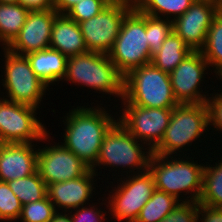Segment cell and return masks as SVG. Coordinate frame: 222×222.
<instances>
[{
  "label": "cell",
  "instance_id": "obj_1",
  "mask_svg": "<svg viewBox=\"0 0 222 222\" xmlns=\"http://www.w3.org/2000/svg\"><path fill=\"white\" fill-rule=\"evenodd\" d=\"M111 115L99 107L72 109L65 119L62 145L91 168L97 162L106 133L118 121Z\"/></svg>",
  "mask_w": 222,
  "mask_h": 222
},
{
  "label": "cell",
  "instance_id": "obj_2",
  "mask_svg": "<svg viewBox=\"0 0 222 222\" xmlns=\"http://www.w3.org/2000/svg\"><path fill=\"white\" fill-rule=\"evenodd\" d=\"M122 101L123 104L148 108H174L178 105L169 73L152 63L132 69L124 76Z\"/></svg>",
  "mask_w": 222,
  "mask_h": 222
},
{
  "label": "cell",
  "instance_id": "obj_3",
  "mask_svg": "<svg viewBox=\"0 0 222 222\" xmlns=\"http://www.w3.org/2000/svg\"><path fill=\"white\" fill-rule=\"evenodd\" d=\"M64 81L117 95L123 99L124 76L117 70L108 54L87 51L67 59Z\"/></svg>",
  "mask_w": 222,
  "mask_h": 222
},
{
  "label": "cell",
  "instance_id": "obj_4",
  "mask_svg": "<svg viewBox=\"0 0 222 222\" xmlns=\"http://www.w3.org/2000/svg\"><path fill=\"white\" fill-rule=\"evenodd\" d=\"M169 158H171L169 160ZM171 156L151 155L148 169L155 181V188L179 199L180 193L191 194L190 202H198L205 165ZM193 193V194H192Z\"/></svg>",
  "mask_w": 222,
  "mask_h": 222
},
{
  "label": "cell",
  "instance_id": "obj_5",
  "mask_svg": "<svg viewBox=\"0 0 222 222\" xmlns=\"http://www.w3.org/2000/svg\"><path fill=\"white\" fill-rule=\"evenodd\" d=\"M146 35V14L135 7L123 19L120 32L108 56L125 76L129 71L151 63Z\"/></svg>",
  "mask_w": 222,
  "mask_h": 222
},
{
  "label": "cell",
  "instance_id": "obj_6",
  "mask_svg": "<svg viewBox=\"0 0 222 222\" xmlns=\"http://www.w3.org/2000/svg\"><path fill=\"white\" fill-rule=\"evenodd\" d=\"M208 108L206 103L178 104L172 110L169 126L160 143L152 150L159 156H170L208 130ZM184 147V148H183Z\"/></svg>",
  "mask_w": 222,
  "mask_h": 222
},
{
  "label": "cell",
  "instance_id": "obj_7",
  "mask_svg": "<svg viewBox=\"0 0 222 222\" xmlns=\"http://www.w3.org/2000/svg\"><path fill=\"white\" fill-rule=\"evenodd\" d=\"M131 133H129L119 121H117L106 133L102 145L100 147L97 162L91 167L93 171L101 165L107 167H122L134 170L138 169V173L148 170L149 160L152 150L147 147L144 152V146ZM140 145V146H139ZM148 153V154H147ZM96 165V166H95ZM109 165V166H108ZM141 171H140V170ZM143 169V171H142Z\"/></svg>",
  "mask_w": 222,
  "mask_h": 222
},
{
  "label": "cell",
  "instance_id": "obj_8",
  "mask_svg": "<svg viewBox=\"0 0 222 222\" xmlns=\"http://www.w3.org/2000/svg\"><path fill=\"white\" fill-rule=\"evenodd\" d=\"M3 49L6 60L2 85L7 90V100L38 108L48 86L36 76L26 56Z\"/></svg>",
  "mask_w": 222,
  "mask_h": 222
},
{
  "label": "cell",
  "instance_id": "obj_9",
  "mask_svg": "<svg viewBox=\"0 0 222 222\" xmlns=\"http://www.w3.org/2000/svg\"><path fill=\"white\" fill-rule=\"evenodd\" d=\"M36 108L0 97V143H32L48 138ZM35 140V141H33Z\"/></svg>",
  "mask_w": 222,
  "mask_h": 222
},
{
  "label": "cell",
  "instance_id": "obj_10",
  "mask_svg": "<svg viewBox=\"0 0 222 222\" xmlns=\"http://www.w3.org/2000/svg\"><path fill=\"white\" fill-rule=\"evenodd\" d=\"M134 4L111 2L96 16L79 24L88 51L108 54L120 32L125 16Z\"/></svg>",
  "mask_w": 222,
  "mask_h": 222
},
{
  "label": "cell",
  "instance_id": "obj_11",
  "mask_svg": "<svg viewBox=\"0 0 222 222\" xmlns=\"http://www.w3.org/2000/svg\"><path fill=\"white\" fill-rule=\"evenodd\" d=\"M127 176V180L118 184L110 196L108 205L113 218L117 221L135 222L141 209L148 202L155 188V181L152 173L148 170L142 173Z\"/></svg>",
  "mask_w": 222,
  "mask_h": 222
},
{
  "label": "cell",
  "instance_id": "obj_12",
  "mask_svg": "<svg viewBox=\"0 0 222 222\" xmlns=\"http://www.w3.org/2000/svg\"><path fill=\"white\" fill-rule=\"evenodd\" d=\"M121 125L138 141L147 144L153 150L162 140L169 126L173 108H148L124 104ZM145 141V142H144ZM148 142V143H147Z\"/></svg>",
  "mask_w": 222,
  "mask_h": 222
},
{
  "label": "cell",
  "instance_id": "obj_13",
  "mask_svg": "<svg viewBox=\"0 0 222 222\" xmlns=\"http://www.w3.org/2000/svg\"><path fill=\"white\" fill-rule=\"evenodd\" d=\"M90 167L59 143L38 148L37 171L46 185L76 179Z\"/></svg>",
  "mask_w": 222,
  "mask_h": 222
},
{
  "label": "cell",
  "instance_id": "obj_14",
  "mask_svg": "<svg viewBox=\"0 0 222 222\" xmlns=\"http://www.w3.org/2000/svg\"><path fill=\"white\" fill-rule=\"evenodd\" d=\"M208 67L201 51H192L169 74L173 95L178 104L206 103L208 97L201 94L200 82L203 81V74Z\"/></svg>",
  "mask_w": 222,
  "mask_h": 222
},
{
  "label": "cell",
  "instance_id": "obj_15",
  "mask_svg": "<svg viewBox=\"0 0 222 222\" xmlns=\"http://www.w3.org/2000/svg\"><path fill=\"white\" fill-rule=\"evenodd\" d=\"M218 12L216 0H195L181 16L173 20V31L192 51H200Z\"/></svg>",
  "mask_w": 222,
  "mask_h": 222
},
{
  "label": "cell",
  "instance_id": "obj_16",
  "mask_svg": "<svg viewBox=\"0 0 222 222\" xmlns=\"http://www.w3.org/2000/svg\"><path fill=\"white\" fill-rule=\"evenodd\" d=\"M55 9L30 11L18 36L6 48L11 53L25 56L50 47Z\"/></svg>",
  "mask_w": 222,
  "mask_h": 222
},
{
  "label": "cell",
  "instance_id": "obj_17",
  "mask_svg": "<svg viewBox=\"0 0 222 222\" xmlns=\"http://www.w3.org/2000/svg\"><path fill=\"white\" fill-rule=\"evenodd\" d=\"M33 147L32 143H0V181L24 178L37 171L38 150Z\"/></svg>",
  "mask_w": 222,
  "mask_h": 222
},
{
  "label": "cell",
  "instance_id": "obj_18",
  "mask_svg": "<svg viewBox=\"0 0 222 222\" xmlns=\"http://www.w3.org/2000/svg\"><path fill=\"white\" fill-rule=\"evenodd\" d=\"M91 168L82 176L63 182H56L47 185V196L50 201L67 212V209H76L84 206L90 200L94 186V176L97 174Z\"/></svg>",
  "mask_w": 222,
  "mask_h": 222
},
{
  "label": "cell",
  "instance_id": "obj_19",
  "mask_svg": "<svg viewBox=\"0 0 222 222\" xmlns=\"http://www.w3.org/2000/svg\"><path fill=\"white\" fill-rule=\"evenodd\" d=\"M50 48L67 57L88 51L79 24L66 14H57L55 17Z\"/></svg>",
  "mask_w": 222,
  "mask_h": 222
},
{
  "label": "cell",
  "instance_id": "obj_20",
  "mask_svg": "<svg viewBox=\"0 0 222 222\" xmlns=\"http://www.w3.org/2000/svg\"><path fill=\"white\" fill-rule=\"evenodd\" d=\"M36 76L49 88V84L61 81L66 75L68 57L59 51L46 48L25 55Z\"/></svg>",
  "mask_w": 222,
  "mask_h": 222
},
{
  "label": "cell",
  "instance_id": "obj_21",
  "mask_svg": "<svg viewBox=\"0 0 222 222\" xmlns=\"http://www.w3.org/2000/svg\"><path fill=\"white\" fill-rule=\"evenodd\" d=\"M192 52L190 47L172 31L160 50L152 57L151 63L166 73H171Z\"/></svg>",
  "mask_w": 222,
  "mask_h": 222
},
{
  "label": "cell",
  "instance_id": "obj_22",
  "mask_svg": "<svg viewBox=\"0 0 222 222\" xmlns=\"http://www.w3.org/2000/svg\"><path fill=\"white\" fill-rule=\"evenodd\" d=\"M29 10L19 3H0V42L7 48L18 36Z\"/></svg>",
  "mask_w": 222,
  "mask_h": 222
},
{
  "label": "cell",
  "instance_id": "obj_23",
  "mask_svg": "<svg viewBox=\"0 0 222 222\" xmlns=\"http://www.w3.org/2000/svg\"><path fill=\"white\" fill-rule=\"evenodd\" d=\"M183 200L155 189L135 222H160Z\"/></svg>",
  "mask_w": 222,
  "mask_h": 222
},
{
  "label": "cell",
  "instance_id": "obj_24",
  "mask_svg": "<svg viewBox=\"0 0 222 222\" xmlns=\"http://www.w3.org/2000/svg\"><path fill=\"white\" fill-rule=\"evenodd\" d=\"M198 203L211 207H222V161L215 167H204L202 191Z\"/></svg>",
  "mask_w": 222,
  "mask_h": 222
},
{
  "label": "cell",
  "instance_id": "obj_25",
  "mask_svg": "<svg viewBox=\"0 0 222 222\" xmlns=\"http://www.w3.org/2000/svg\"><path fill=\"white\" fill-rule=\"evenodd\" d=\"M7 183L22 205L40 201L47 196V185L38 171L27 177L18 178Z\"/></svg>",
  "mask_w": 222,
  "mask_h": 222
},
{
  "label": "cell",
  "instance_id": "obj_26",
  "mask_svg": "<svg viewBox=\"0 0 222 222\" xmlns=\"http://www.w3.org/2000/svg\"><path fill=\"white\" fill-rule=\"evenodd\" d=\"M195 0H135L134 7L141 13L159 17L164 14L167 18L174 16L172 20L181 16ZM173 14V15H172ZM170 15V16H169Z\"/></svg>",
  "mask_w": 222,
  "mask_h": 222
},
{
  "label": "cell",
  "instance_id": "obj_27",
  "mask_svg": "<svg viewBox=\"0 0 222 222\" xmlns=\"http://www.w3.org/2000/svg\"><path fill=\"white\" fill-rule=\"evenodd\" d=\"M215 74L222 71V13L218 12L207 32L206 42L200 50ZM213 65V66H212Z\"/></svg>",
  "mask_w": 222,
  "mask_h": 222
},
{
  "label": "cell",
  "instance_id": "obj_28",
  "mask_svg": "<svg viewBox=\"0 0 222 222\" xmlns=\"http://www.w3.org/2000/svg\"><path fill=\"white\" fill-rule=\"evenodd\" d=\"M172 31V19H162V17L159 18L146 14V35L151 58L160 50L163 42Z\"/></svg>",
  "mask_w": 222,
  "mask_h": 222
},
{
  "label": "cell",
  "instance_id": "obj_29",
  "mask_svg": "<svg viewBox=\"0 0 222 222\" xmlns=\"http://www.w3.org/2000/svg\"><path fill=\"white\" fill-rule=\"evenodd\" d=\"M48 196L40 201L22 205L21 222H50L59 211Z\"/></svg>",
  "mask_w": 222,
  "mask_h": 222
},
{
  "label": "cell",
  "instance_id": "obj_30",
  "mask_svg": "<svg viewBox=\"0 0 222 222\" xmlns=\"http://www.w3.org/2000/svg\"><path fill=\"white\" fill-rule=\"evenodd\" d=\"M22 204L7 182L0 181V220L19 219Z\"/></svg>",
  "mask_w": 222,
  "mask_h": 222
},
{
  "label": "cell",
  "instance_id": "obj_31",
  "mask_svg": "<svg viewBox=\"0 0 222 222\" xmlns=\"http://www.w3.org/2000/svg\"><path fill=\"white\" fill-rule=\"evenodd\" d=\"M110 3V0H82L72 6L65 14L80 23L96 16Z\"/></svg>",
  "mask_w": 222,
  "mask_h": 222
},
{
  "label": "cell",
  "instance_id": "obj_32",
  "mask_svg": "<svg viewBox=\"0 0 222 222\" xmlns=\"http://www.w3.org/2000/svg\"><path fill=\"white\" fill-rule=\"evenodd\" d=\"M160 222H198V202L185 199Z\"/></svg>",
  "mask_w": 222,
  "mask_h": 222
},
{
  "label": "cell",
  "instance_id": "obj_33",
  "mask_svg": "<svg viewBox=\"0 0 222 222\" xmlns=\"http://www.w3.org/2000/svg\"><path fill=\"white\" fill-rule=\"evenodd\" d=\"M206 105L208 108L209 126L212 123L211 125H214V129L222 131V92L221 94L215 93V97H208Z\"/></svg>",
  "mask_w": 222,
  "mask_h": 222
},
{
  "label": "cell",
  "instance_id": "obj_34",
  "mask_svg": "<svg viewBox=\"0 0 222 222\" xmlns=\"http://www.w3.org/2000/svg\"><path fill=\"white\" fill-rule=\"evenodd\" d=\"M75 211L74 214L70 215L72 222H102L106 219V215L102 213L103 211L97 209L94 205L90 208L81 206V208H76Z\"/></svg>",
  "mask_w": 222,
  "mask_h": 222
},
{
  "label": "cell",
  "instance_id": "obj_35",
  "mask_svg": "<svg viewBox=\"0 0 222 222\" xmlns=\"http://www.w3.org/2000/svg\"><path fill=\"white\" fill-rule=\"evenodd\" d=\"M198 220L199 222L201 220V222H222V207H211L198 203Z\"/></svg>",
  "mask_w": 222,
  "mask_h": 222
},
{
  "label": "cell",
  "instance_id": "obj_36",
  "mask_svg": "<svg viewBox=\"0 0 222 222\" xmlns=\"http://www.w3.org/2000/svg\"><path fill=\"white\" fill-rule=\"evenodd\" d=\"M18 3L29 11L54 9V0H18Z\"/></svg>",
  "mask_w": 222,
  "mask_h": 222
},
{
  "label": "cell",
  "instance_id": "obj_37",
  "mask_svg": "<svg viewBox=\"0 0 222 222\" xmlns=\"http://www.w3.org/2000/svg\"><path fill=\"white\" fill-rule=\"evenodd\" d=\"M82 0H54V9L58 14H65L72 6Z\"/></svg>",
  "mask_w": 222,
  "mask_h": 222
},
{
  "label": "cell",
  "instance_id": "obj_38",
  "mask_svg": "<svg viewBox=\"0 0 222 222\" xmlns=\"http://www.w3.org/2000/svg\"><path fill=\"white\" fill-rule=\"evenodd\" d=\"M50 222H72L70 214H61V212H57L54 218Z\"/></svg>",
  "mask_w": 222,
  "mask_h": 222
},
{
  "label": "cell",
  "instance_id": "obj_39",
  "mask_svg": "<svg viewBox=\"0 0 222 222\" xmlns=\"http://www.w3.org/2000/svg\"><path fill=\"white\" fill-rule=\"evenodd\" d=\"M111 2H125V3H130L134 4L135 0H110Z\"/></svg>",
  "mask_w": 222,
  "mask_h": 222
},
{
  "label": "cell",
  "instance_id": "obj_40",
  "mask_svg": "<svg viewBox=\"0 0 222 222\" xmlns=\"http://www.w3.org/2000/svg\"><path fill=\"white\" fill-rule=\"evenodd\" d=\"M0 3L16 4L18 3V0H0Z\"/></svg>",
  "mask_w": 222,
  "mask_h": 222
},
{
  "label": "cell",
  "instance_id": "obj_41",
  "mask_svg": "<svg viewBox=\"0 0 222 222\" xmlns=\"http://www.w3.org/2000/svg\"><path fill=\"white\" fill-rule=\"evenodd\" d=\"M218 11L222 13V0H216Z\"/></svg>",
  "mask_w": 222,
  "mask_h": 222
},
{
  "label": "cell",
  "instance_id": "obj_42",
  "mask_svg": "<svg viewBox=\"0 0 222 222\" xmlns=\"http://www.w3.org/2000/svg\"><path fill=\"white\" fill-rule=\"evenodd\" d=\"M219 78H222V71L218 73Z\"/></svg>",
  "mask_w": 222,
  "mask_h": 222
}]
</instances>
